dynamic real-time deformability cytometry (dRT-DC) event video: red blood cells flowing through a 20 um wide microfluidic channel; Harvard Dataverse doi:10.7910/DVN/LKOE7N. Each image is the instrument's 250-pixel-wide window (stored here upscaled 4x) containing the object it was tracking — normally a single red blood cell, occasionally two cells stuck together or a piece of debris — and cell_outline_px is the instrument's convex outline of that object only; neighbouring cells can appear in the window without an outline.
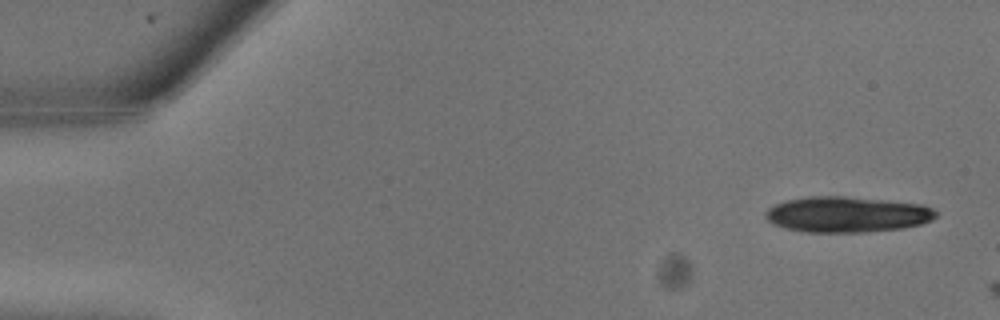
{"species": "common noctule bat (a hibernating species)", "species_latin": "Nyctalus noctula", "temperature_condition": "warm", "stored_images_in_passage": 2, "camera_frame_rate_fps": 3000, "um_per_image_px": 0.085, "animal": {"sex": "male", "body_mass_g": 13.3}, "frame": {"image": 1, "passage_image": 1, "time_ms": 0.0, "image_size_px": [1000, 320], "cell_outline_px": [[936, 216], [932, 220], [920, 224], [904, 228], [868, 232], [804, 232], [784, 228], [772, 224], [764, 216], [764, 212], [768, 208], [784, 200], [808, 196], [844, 196], [924, 204], [932, 208], [936, 212]], "centroid_in_image_um": [71.97, 18.23], "position_along_channel_um": 13.0, "area_um2": 35.78}}